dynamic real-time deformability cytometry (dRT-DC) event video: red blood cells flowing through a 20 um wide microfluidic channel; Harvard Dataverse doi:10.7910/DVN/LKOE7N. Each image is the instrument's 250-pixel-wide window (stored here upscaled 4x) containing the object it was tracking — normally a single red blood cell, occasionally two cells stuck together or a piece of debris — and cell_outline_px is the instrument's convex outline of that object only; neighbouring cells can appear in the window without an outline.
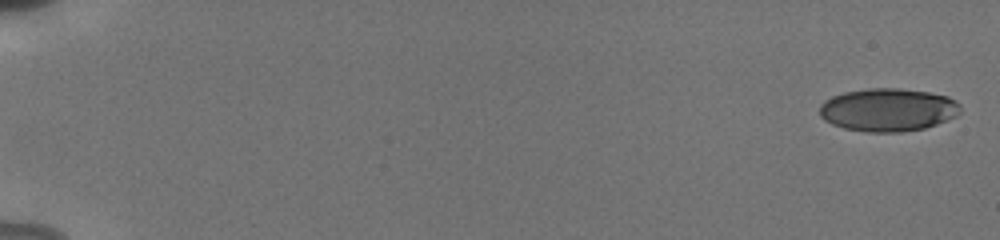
{"species": "human", "species_latin": "Homo sapiens", "temperature_condition": "cold", "stored_images_in_passage": 12, "camera_frame_rate_fps": 3000, "um_per_image_px": 0.085, "donor": {"sex": "male"}, "frame": {"image": 1, "passage_image": 1, "time_ms": 0.0, "image_size_px": [1000, 240], "cell_outline_px": [[960, 112], [956, 116], [948, 120], [924, 128], [900, 132], [868, 132], [844, 128], [832, 124], [824, 120], [820, 116], [820, 104], [824, 100], [832, 96], [844, 92], [868, 88], [900, 88], [928, 92], [948, 96], [956, 100], [960, 104]], "centroid_in_image_um": [75.48, 9.33], "position_along_channel_um": 9.5, "area_um2": 35.49}}
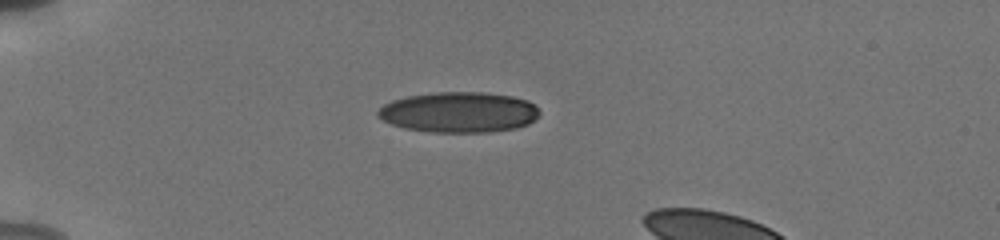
{"frame": {"image": 2, "passage_image": 7, "time_ms": 5.0, "image_size_px": [1000, 240], "cell_outline_px": [[540, 116], [528, 124], [516, 128], [488, 132], [432, 132], [404, 128], [392, 124], [376, 116], [376, 112], [384, 104], [392, 100], [408, 96], [436, 92], [484, 92], [512, 96], [528, 100], [540, 112]], "centroid_in_image_um": [39.01, 9.54], "position_along_channel_um": 46.0, "area_um2": 38.21}}
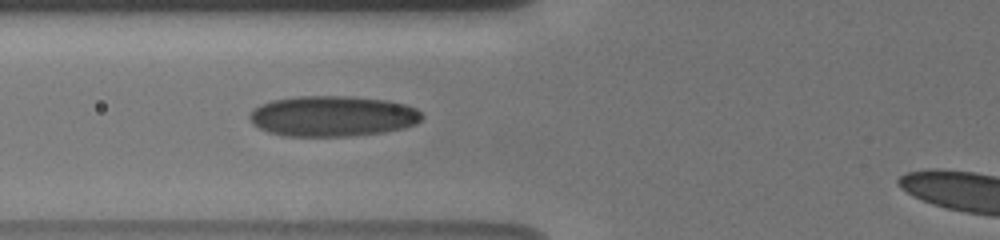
{"frame": {"image": 3, "passage_image": 10, "time_ms": 7.333, "image_size_px": [1000, 240], "cell_outline_px": [[424, 116], [416, 124], [404, 128], [384, 132], [352, 136], [284, 136], [268, 132], [252, 124], [248, 116], [252, 108], [260, 104], [272, 100], [300, 96], [352, 96], [388, 100], [404, 104], [416, 108]], "centroid_in_image_um": [28.26, 9.87], "position_along_channel_um": 97.5, "area_um2": 41.15}}